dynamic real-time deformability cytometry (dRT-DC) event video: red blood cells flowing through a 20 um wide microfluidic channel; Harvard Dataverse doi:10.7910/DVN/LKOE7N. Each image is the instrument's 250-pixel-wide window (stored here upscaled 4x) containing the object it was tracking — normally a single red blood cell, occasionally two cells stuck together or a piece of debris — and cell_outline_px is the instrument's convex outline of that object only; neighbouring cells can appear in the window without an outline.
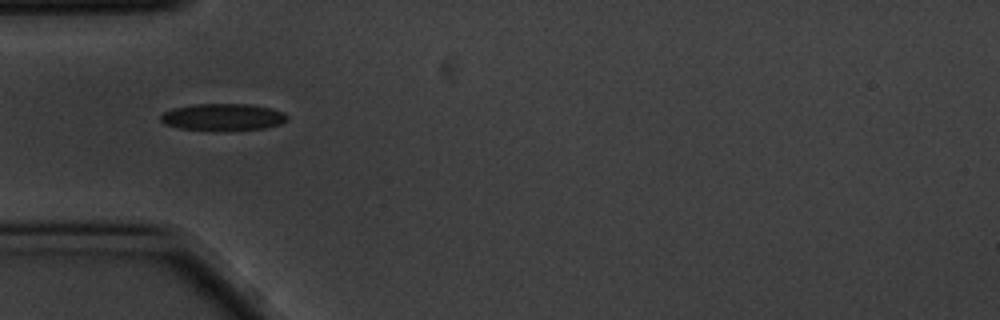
{"species": "common noctule bat (a hibernating species)", "species_latin": "Nyctalus noctula", "temperature_condition": "cold", "stored_images_in_passage": 14, "camera_frame_rate_fps": 3000, "um_per_image_px": 0.085, "animal": {"sex": "male", "body_mass_g": 20.1, "forearm_length_mm": 53.5}, "frame": {"image": 1, "passage_image": 4, "time_ms": 1.0, "image_size_px": [1000, 320], "cell_outline_px": [[288, 120], [280, 124], [268, 128], [180, 128], [164, 124], [160, 120], [160, 116], [164, 112], [172, 108], [196, 104], [248, 104], [268, 108], [284, 112], [288, 116]], "centroid_in_image_um": [18.95, 9.91], "position_along_channel_um": 66.0, "area_um2": 19.02}}
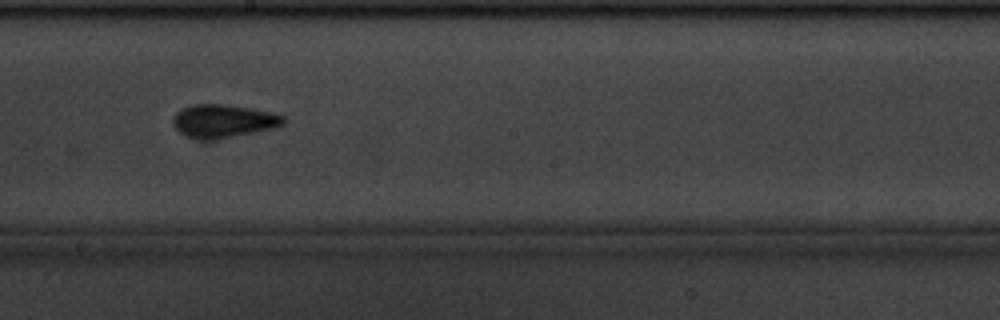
{"frame": {"image": 2, "passage_image": 8, "time_ms": 2.333, "image_size_px": [1000, 320], "cell_outline_px": [[284, 124], [272, 128], [216, 140], [200, 140], [188, 136], [180, 132], [172, 124], [172, 116], [180, 108], [192, 104], [224, 104], [252, 108], [272, 112], [284, 116]], "centroid_in_image_um": [18.93, 10.28], "position_along_channel_um": 229.3, "area_um2": 21.5}}
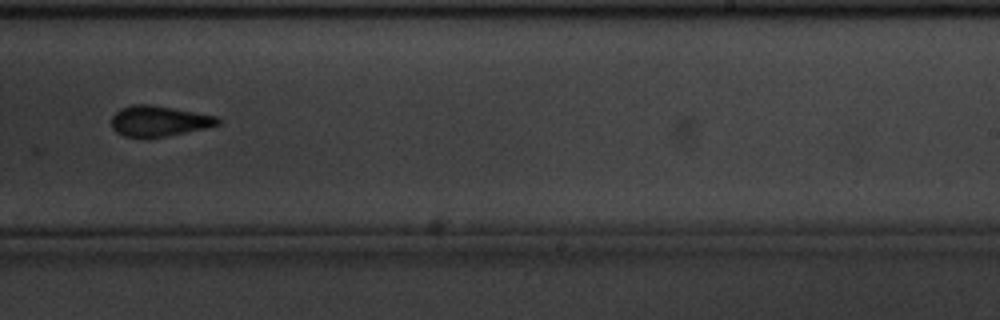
{"frame": {"image": 3, "passage_image": 9, "time_ms": 2.667, "image_size_px": [1000, 320], "cell_outline_px": [[220, 124], [208, 128], [168, 136], [124, 136], [116, 132], [112, 128], [112, 116], [120, 108], [132, 104], [152, 104], [216, 116], [220, 120]], "centroid_in_image_um": [13.52, 10.27], "position_along_channel_um": 275.5, "area_um2": 18.84}}